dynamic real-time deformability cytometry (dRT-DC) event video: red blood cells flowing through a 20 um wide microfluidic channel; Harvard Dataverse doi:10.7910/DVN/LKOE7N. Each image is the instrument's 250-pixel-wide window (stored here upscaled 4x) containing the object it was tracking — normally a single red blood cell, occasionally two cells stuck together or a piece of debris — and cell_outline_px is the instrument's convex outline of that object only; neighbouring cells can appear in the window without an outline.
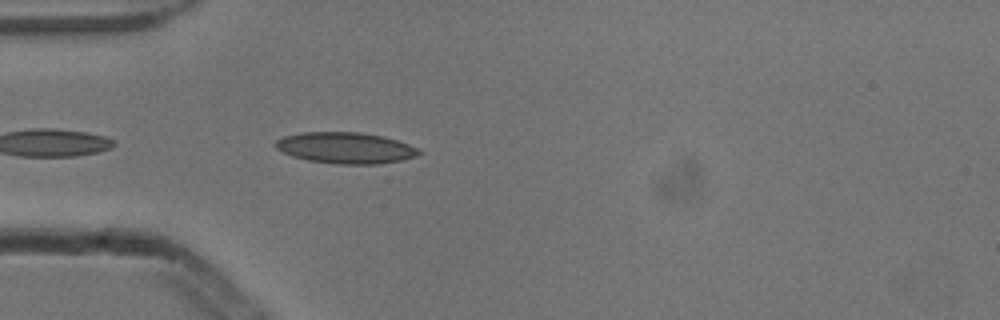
{"species": "common noctule bat (a hibernating species)", "species_latin": "Nyctalus noctula", "temperature_condition": "cold", "stored_images_in_passage": 3, "camera_frame_rate_fps": 3000, "um_per_image_px": 0.085, "animal": {"sex": "male", "body_mass_g": 13.3}, "frame": {"image": 1, "passage_image": 3, "time_ms": 0.667, "image_size_px": [1000, 320], "cell_outline_px": [[420, 152], [416, 156], [404, 160], [380, 164], [336, 164], [308, 160], [292, 156], [276, 148], [272, 144], [276, 140], [284, 136], [304, 132], [360, 132], [380, 136], [396, 140], [420, 148]], "centroid_in_image_um": [29.37, 12.57], "position_along_channel_um": 55.6, "area_um2": 26.07}}